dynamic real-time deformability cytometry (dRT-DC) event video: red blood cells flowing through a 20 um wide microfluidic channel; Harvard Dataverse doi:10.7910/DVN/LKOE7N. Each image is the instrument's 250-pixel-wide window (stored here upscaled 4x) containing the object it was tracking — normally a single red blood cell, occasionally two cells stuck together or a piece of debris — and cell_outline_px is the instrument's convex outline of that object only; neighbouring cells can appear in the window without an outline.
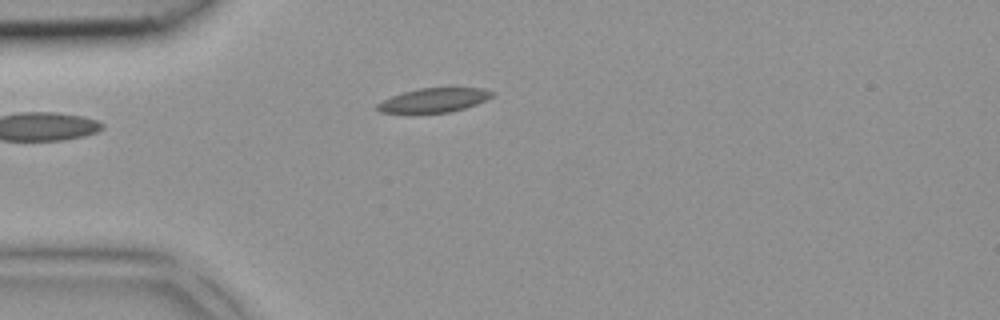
{"species": "common noctule bat (a hibernating species)", "species_latin": "Nyctalus noctula", "temperature_condition": "room temperature", "stored_images_in_passage": 2, "camera_frame_rate_fps": 3000, "um_per_image_px": 0.085, "animal": {"sex": "female", "body_mass_g": 18.4}, "frame": {"image": 1, "passage_image": 2, "time_ms": 0.333, "image_size_px": [1000, 320], "cell_outline_px": [[496, 92], [492, 96], [476, 104], [464, 108], [448, 112], [380, 112], [376, 108], [376, 104], [392, 96], [404, 92], [420, 88], [480, 88]], "centroid_in_image_um": [36.89, 8.5], "position_along_channel_um": 48.1, "area_um2": 15.72}}